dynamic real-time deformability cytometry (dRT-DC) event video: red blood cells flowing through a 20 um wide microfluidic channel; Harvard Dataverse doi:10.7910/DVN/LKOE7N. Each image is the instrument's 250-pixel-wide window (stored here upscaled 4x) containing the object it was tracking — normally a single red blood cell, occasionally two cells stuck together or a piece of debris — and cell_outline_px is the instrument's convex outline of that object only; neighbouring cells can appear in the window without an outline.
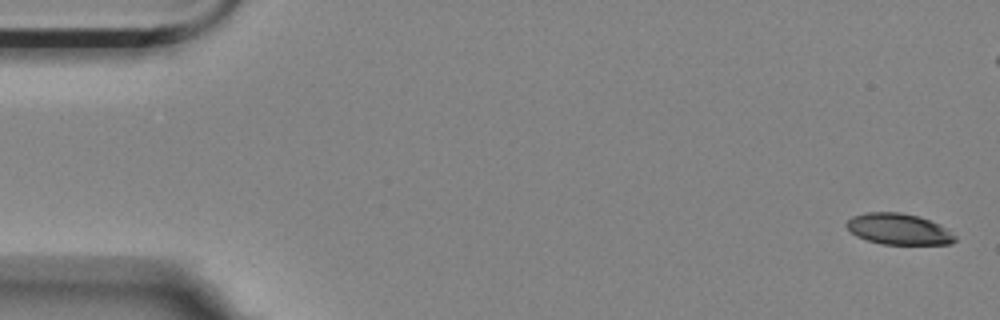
{"species": "Egyptian fruit bat (a non-hibernating species)", "species_latin": "Rousettus aegyptiacus", "temperature_condition": "room temperature", "stored_images_in_passage": 6, "camera_frame_rate_fps": 3000, "um_per_image_px": 0.085, "animal": {"sex": "female"}, "frame": {"image": 1, "passage_image": 1, "time_ms": 0.0, "image_size_px": [1000, 320], "cell_outline_px": [[956, 240], [948, 244], [880, 244], [856, 236], [844, 224], [852, 216], [868, 212], [900, 212], [920, 216], [940, 224], [956, 236]], "centroid_in_image_um": [76.38, 19.46], "position_along_channel_um": 8.6, "area_um2": 19.65}}